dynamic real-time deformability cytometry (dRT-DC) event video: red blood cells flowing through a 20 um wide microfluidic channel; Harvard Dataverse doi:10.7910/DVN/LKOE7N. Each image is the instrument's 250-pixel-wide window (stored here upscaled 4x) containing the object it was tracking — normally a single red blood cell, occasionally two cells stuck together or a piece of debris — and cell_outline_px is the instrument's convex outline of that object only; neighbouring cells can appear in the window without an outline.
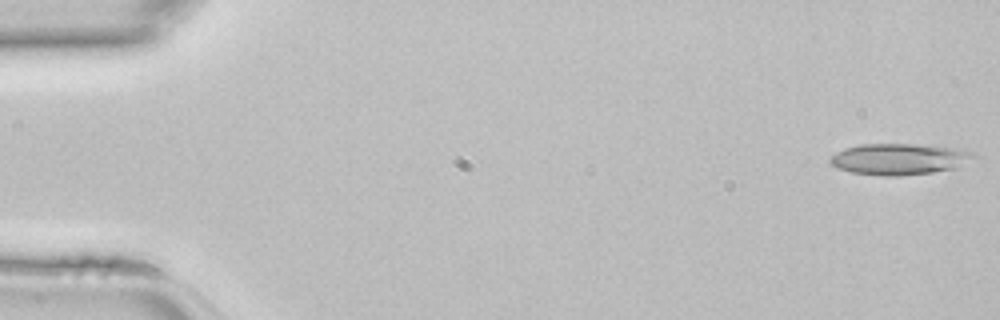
{"species": "common noctule bat (a hibernating species)", "species_latin": "Nyctalus noctula", "temperature_condition": "room temperature", "stored_images_in_passage": 45, "camera_frame_rate_fps": 3000, "um_per_image_px": 0.085, "animal": {"sex": "female", "body_mass_g": 22.7, "forearm_length_mm": 54.2}, "frame": {"image": 1, "passage_image": 1, "time_ms": 0.0, "image_size_px": [1000, 320], "cell_outline_px": [[980, 160], [956, 168], [932, 172], [900, 176], [884, 176], [852, 172], [836, 168], [828, 160], [836, 152], [844, 148], [860, 144], [916, 144], [952, 148], [972, 152]], "centroid_in_image_um": [76.48, 13.53], "position_along_channel_um": 8.5, "area_um2": 26.36}}
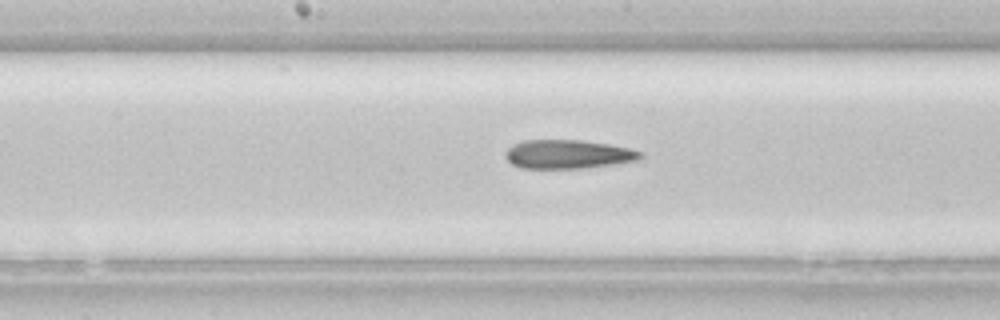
{"frame": {"image": 2, "passage_image": 23, "time_ms": 7.333, "image_size_px": [1000, 320], "cell_outline_px": [[644, 156], [636, 160], [580, 168], [520, 168], [512, 164], [508, 160], [504, 152], [512, 144], [524, 140], [580, 140], [608, 144], [628, 148], [644, 152]], "centroid_in_image_um": [48.23, 13.1], "position_along_channel_um": 200.0, "area_um2": 22.43}}
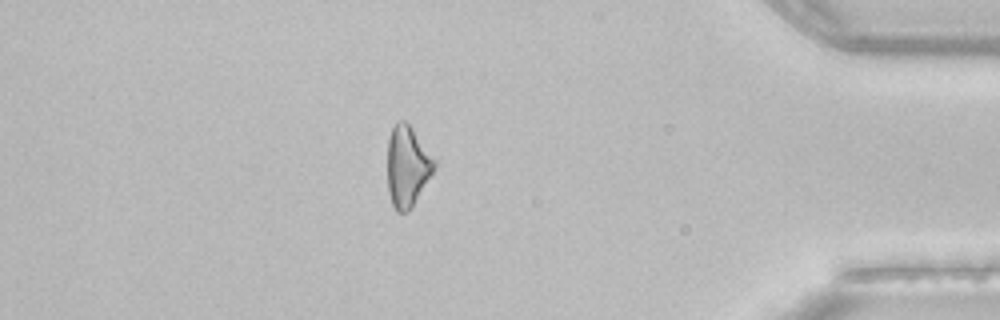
{"frame": {"image": 3, "passage_image": 39, "time_ms": 12.667, "image_size_px": [1000, 320], "cell_outline_px": [[436, 168], [412, 208], [408, 212], [396, 212], [392, 204], [388, 188], [388, 136], [396, 120], [404, 120], [412, 128], [436, 160]], "centroid_in_image_um": [34.63, 14.14], "position_along_channel_um": 400.6, "area_um2": 22.25}}